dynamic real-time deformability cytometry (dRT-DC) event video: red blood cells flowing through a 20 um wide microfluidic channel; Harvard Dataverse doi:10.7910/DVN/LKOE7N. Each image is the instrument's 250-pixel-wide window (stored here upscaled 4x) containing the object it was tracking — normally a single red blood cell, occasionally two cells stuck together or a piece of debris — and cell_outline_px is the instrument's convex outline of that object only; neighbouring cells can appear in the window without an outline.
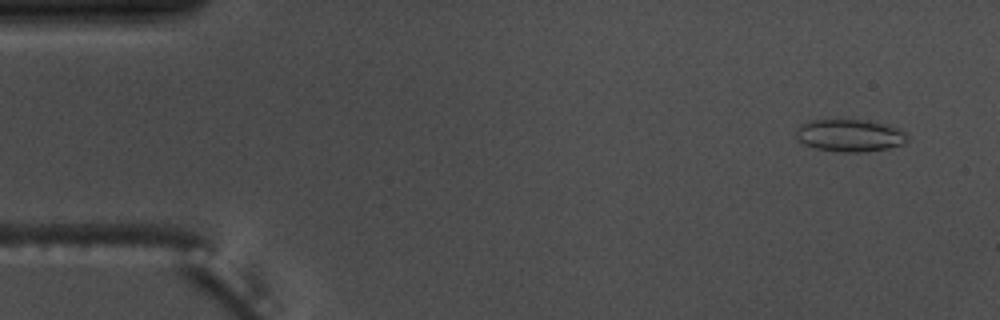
{"species": "common noctule bat (a hibernating species)", "species_latin": "Nyctalus noctula", "temperature_condition": "warm", "stored_images_in_passage": 11, "camera_frame_rate_fps": 3000, "um_per_image_px": 0.085, "animal": {"sex": "male", "body_mass_g": 17.5, "forearm_length_mm": 52.3}, "frame": {"image": 1, "passage_image": 2, "time_ms": 0.333, "image_size_px": [1000, 320], "cell_outline_px": [[908, 140], [904, 144], [888, 148], [868, 152], [836, 152], [816, 148], [804, 144], [796, 140], [796, 128], [800, 124], [808, 120], [868, 120], [888, 124], [900, 128], [908, 136]], "centroid_in_image_um": [72.24, 11.51], "position_along_channel_um": 12.8, "area_um2": 21.44}}